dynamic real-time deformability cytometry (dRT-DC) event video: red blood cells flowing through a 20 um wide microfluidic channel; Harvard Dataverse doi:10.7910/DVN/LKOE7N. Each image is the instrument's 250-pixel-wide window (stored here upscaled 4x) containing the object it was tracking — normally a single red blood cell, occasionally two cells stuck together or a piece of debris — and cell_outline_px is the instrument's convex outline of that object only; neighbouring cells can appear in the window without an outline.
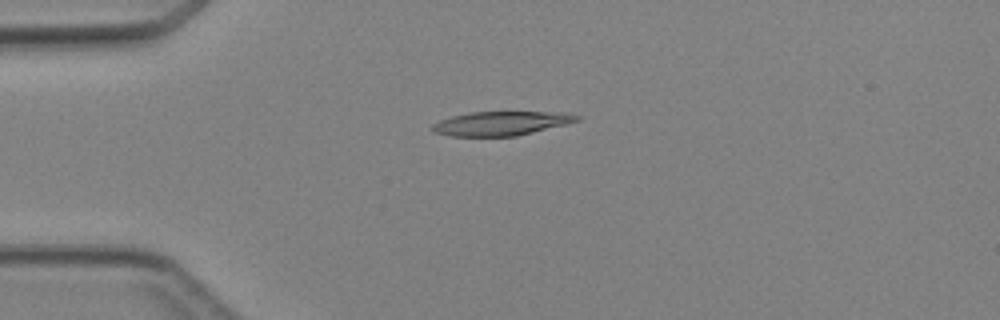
{"species": "Egyptian fruit bat (a non-hibernating species)", "species_latin": "Rousettus aegyptiacus", "temperature_condition": "cold", "stored_images_in_passage": 5, "camera_frame_rate_fps": 3000, "um_per_image_px": 0.085, "animal": {"sex": "female"}, "frame": {"image": 1, "passage_image": 4, "time_ms": 3.333, "image_size_px": [1000, 320], "cell_outline_px": [[580, 120], [568, 124], [516, 136], [452, 136], [432, 132], [432, 124], [440, 120], [452, 116], [472, 112], [564, 112], [580, 116]], "centroid_in_image_um": [42.62, 10.49], "position_along_channel_um": 42.4, "area_um2": 20.29}}
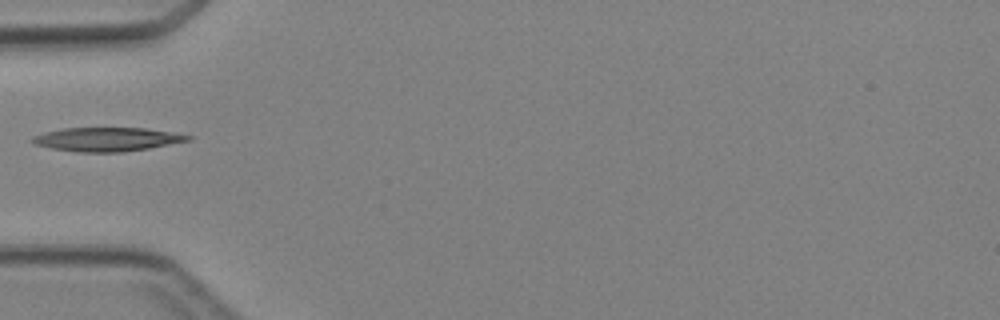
{"frame": {"image": 2, "passage_image": 5, "time_ms": 4.667, "image_size_px": [1000, 320], "cell_outline_px": [[192, 140], [148, 148], [124, 152], [80, 152], [52, 148], [36, 144], [28, 140], [32, 136], [44, 132], [64, 128], [144, 128], [172, 132], [192, 136]], "centroid_in_image_um": [9.08, 11.84], "position_along_channel_um": 75.9, "area_um2": 21.5}}